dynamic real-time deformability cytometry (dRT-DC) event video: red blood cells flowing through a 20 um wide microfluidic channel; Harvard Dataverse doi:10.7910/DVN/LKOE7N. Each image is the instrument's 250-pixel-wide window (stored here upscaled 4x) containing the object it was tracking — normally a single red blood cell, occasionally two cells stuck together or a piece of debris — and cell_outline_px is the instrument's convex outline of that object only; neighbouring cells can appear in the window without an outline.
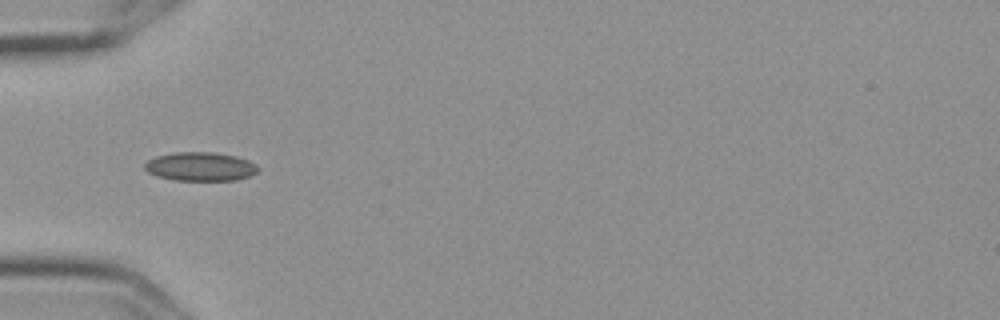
{"species": "Egyptian fruit bat (a non-hibernating species)", "species_latin": "Rousettus aegyptiacus", "temperature_condition": "cold", "stored_images_in_passage": 7, "camera_frame_rate_fps": 3000, "um_per_image_px": 0.085, "frame": {"image": 1, "passage_image": 6, "time_ms": 1.667, "image_size_px": [1000, 320], "cell_outline_px": [[260, 168], [256, 172], [248, 176], [236, 180], [176, 180], [156, 176], [148, 172], [144, 168], [144, 164], [148, 160], [156, 156], [172, 152], [212, 152], [236, 156], [248, 160], [256, 164]], "centroid_in_image_um": [17.01, 14.15], "position_along_channel_um": 68.0, "area_um2": 19.02}}
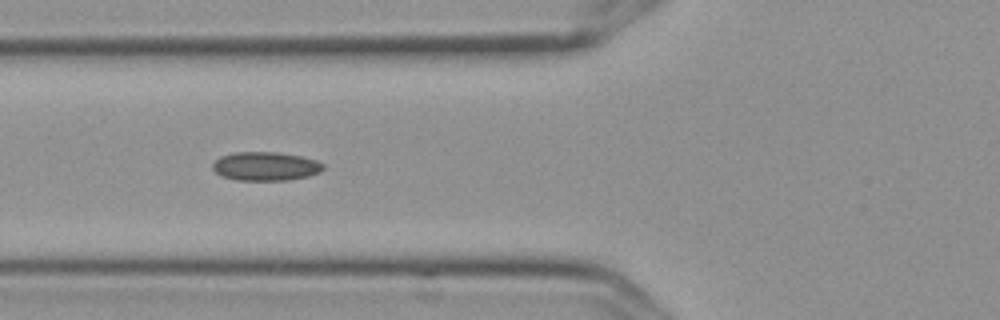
{"frame": {"image": 2, "passage_image": 7, "time_ms": 2.0, "image_size_px": [1000, 320], "cell_outline_px": [[324, 168], [320, 172], [308, 176], [288, 180], [236, 180], [220, 176], [212, 168], [212, 164], [220, 156], [236, 152], [276, 152], [300, 156], [316, 160], [324, 164]], "centroid_in_image_um": [22.56, 14.13], "position_along_channel_um": 103.2, "area_um2": 18.55}}